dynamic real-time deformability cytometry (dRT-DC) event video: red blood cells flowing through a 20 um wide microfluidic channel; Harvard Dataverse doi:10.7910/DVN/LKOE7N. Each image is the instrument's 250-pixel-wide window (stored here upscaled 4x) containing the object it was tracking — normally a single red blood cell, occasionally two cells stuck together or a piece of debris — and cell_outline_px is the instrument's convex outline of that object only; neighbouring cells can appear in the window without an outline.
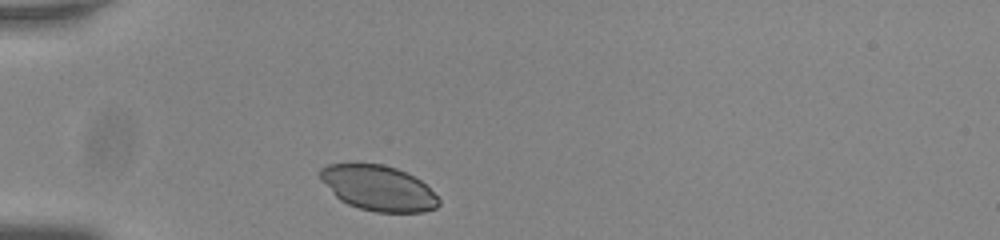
{"species": "common noctule bat (a hibernating species)", "species_latin": "Nyctalus noctula", "temperature_condition": "room temperature", "stored_images_in_passage": 33, "camera_frame_rate_fps": 3000, "um_per_image_px": 0.085, "animal": {"sex": "male", "body_mass_g": 20.0, "forearm_length_mm": 53.3}, "frame": {"image": 1, "passage_image": 1, "time_ms": 0.0, "image_size_px": [1000, 240], "cell_outline_px": [[440, 204], [436, 208], [424, 212], [376, 212], [360, 208], [348, 204], [340, 200], [320, 180], [320, 168], [328, 164], [384, 164], [396, 168], [420, 180], [440, 200]], "centroid_in_image_um": [32.14, 15.99], "position_along_channel_um": 52.9, "area_um2": 30.98}}